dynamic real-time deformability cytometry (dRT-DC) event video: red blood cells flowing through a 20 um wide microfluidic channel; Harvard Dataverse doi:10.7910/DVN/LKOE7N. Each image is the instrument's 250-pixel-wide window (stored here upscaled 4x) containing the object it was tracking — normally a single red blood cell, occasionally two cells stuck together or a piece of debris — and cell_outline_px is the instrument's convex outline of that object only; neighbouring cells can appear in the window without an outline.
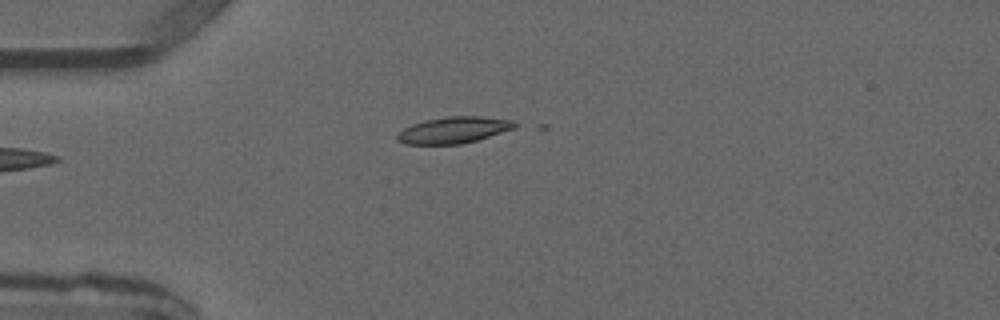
{"species": "common noctule bat (a hibernating species)", "species_latin": "Nyctalus noctula", "temperature_condition": "warm", "stored_images_in_passage": 3, "camera_frame_rate_fps": 3000, "um_per_image_px": 0.085, "animal": {"sex": "male", "forearm_length_mm": 52.5}, "frame": {"image": 1, "passage_image": 3, "time_ms": 2.333, "image_size_px": [1000, 320], "cell_outline_px": [[516, 128], [476, 140], [460, 144], [408, 144], [396, 140], [396, 136], [404, 128], [412, 124], [424, 120], [448, 116], [480, 116], [516, 120]], "centroid_in_image_um": [38.58, 11.04], "position_along_channel_um": 46.4, "area_um2": 18.09}}